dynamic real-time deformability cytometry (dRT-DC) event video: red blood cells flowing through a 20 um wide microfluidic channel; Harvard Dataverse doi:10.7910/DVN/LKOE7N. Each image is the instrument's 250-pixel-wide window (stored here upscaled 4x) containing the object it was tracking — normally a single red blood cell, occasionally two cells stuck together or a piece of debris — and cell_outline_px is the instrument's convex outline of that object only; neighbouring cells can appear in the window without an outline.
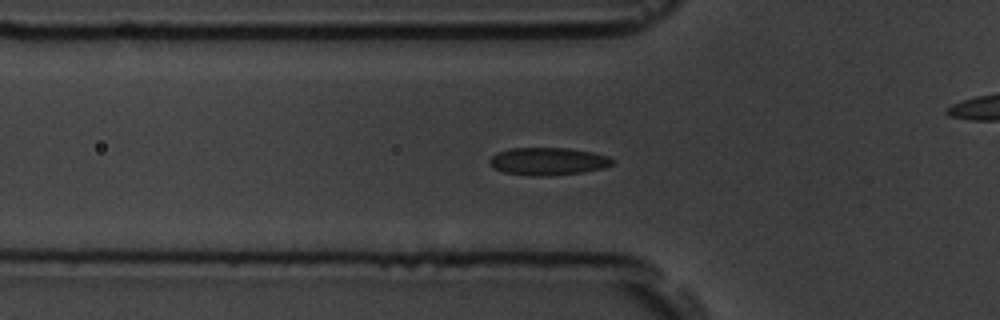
{"species": "common noctule bat (a hibernating species)", "species_latin": "Nyctalus noctula", "temperature_condition": "room temperature", "stored_images_in_passage": 55, "camera_frame_rate_fps": 3000, "um_per_image_px": 0.085, "animal": {"sex": "male", "body_mass_g": 19.5, "forearm_length_mm": 54.6}, "frame": {"image": 1, "passage_image": 18, "time_ms": 5.667, "image_size_px": [1000, 320], "cell_outline_px": [[612, 164], [604, 168], [584, 172], [544, 176], [532, 176], [504, 172], [492, 168], [488, 164], [488, 160], [496, 152], [512, 148], [568, 148], [592, 152], [608, 156], [612, 160]], "centroid_in_image_um": [46.53, 13.71], "position_along_channel_um": 79.3, "area_um2": 19.83}}
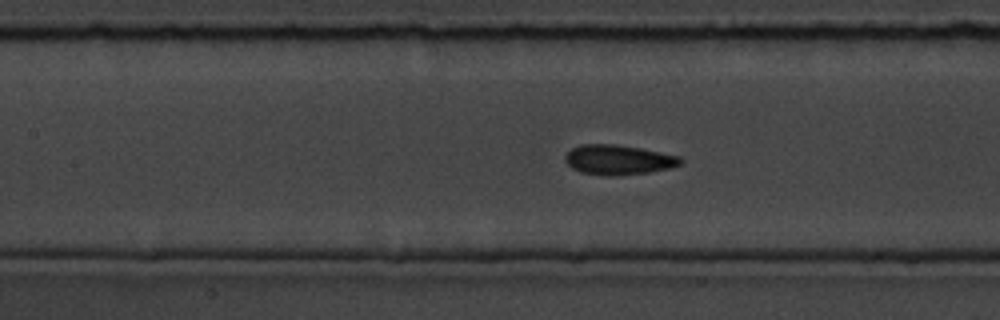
{"frame": {"image": 2, "passage_image": 24, "time_ms": 7.667, "image_size_px": [1000, 320], "cell_outline_px": [[684, 160], [680, 164], [668, 168], [648, 172], [608, 176], [604, 176], [580, 172], [572, 168], [564, 160], [564, 156], [572, 148], [580, 144], [616, 144], [640, 148], [680, 156]], "centroid_in_image_um": [52.53, 13.57], "position_along_channel_um": 154.9, "area_um2": 20.0}}
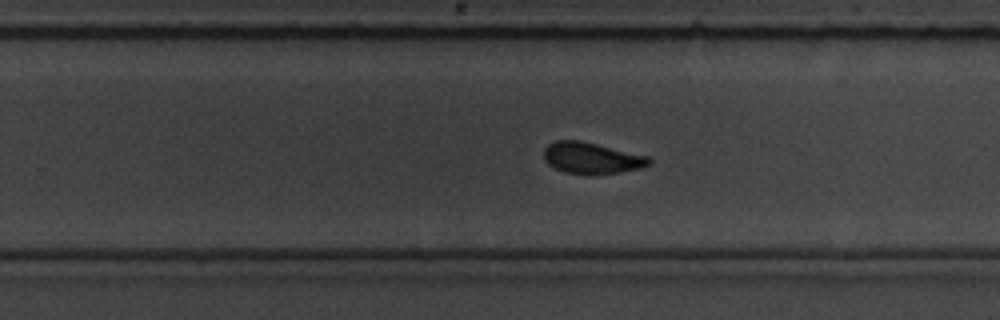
{"frame": {"image": 3, "passage_image": 34, "time_ms": 11.0, "image_size_px": [1000, 320], "cell_outline_px": [[652, 164], [640, 168], [620, 172], [596, 176], [588, 176], [564, 172], [552, 168], [544, 160], [544, 148], [548, 144], [556, 140], [580, 140], [648, 156], [652, 160]], "centroid_in_image_um": [50.27, 13.46], "position_along_channel_um": 279.5, "area_um2": 19.71}, "authors_computed_cell_mechanics": {"area_um2": 19.3052, "velocity_mm_per_s": 3.7562, "shape_relaxation_time_tau1_ms": 3.5995, "shape_relaxation_time_tau2_ms": 1.1249, "deformation_change_tau1": 0.1069, "deformation_change_tau2": 0.0672}}